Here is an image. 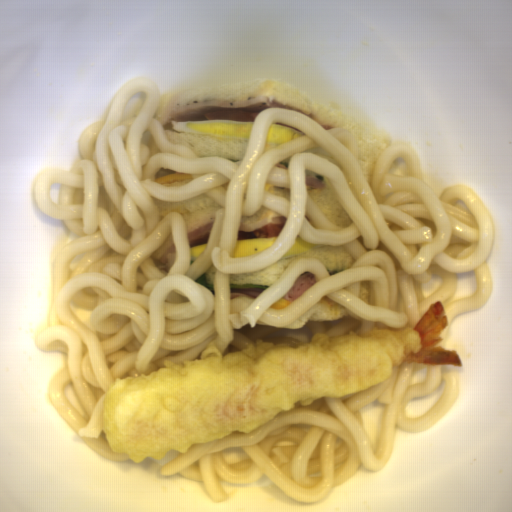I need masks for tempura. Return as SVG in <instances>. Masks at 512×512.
<instances>
[{
    "mask_svg": "<svg viewBox=\"0 0 512 512\" xmlns=\"http://www.w3.org/2000/svg\"><path fill=\"white\" fill-rule=\"evenodd\" d=\"M448 324L437 300L412 328L317 332L299 347L261 339L223 355L206 347L183 367L165 360V368L114 381L101 400V428L112 451L136 463L185 455L232 432L248 435L297 402L365 391L402 364L463 366L459 353L437 346Z\"/></svg>",
    "mask_w": 512,
    "mask_h": 512,
    "instance_id": "8679c707",
    "label": "tempura"
}]
</instances>
